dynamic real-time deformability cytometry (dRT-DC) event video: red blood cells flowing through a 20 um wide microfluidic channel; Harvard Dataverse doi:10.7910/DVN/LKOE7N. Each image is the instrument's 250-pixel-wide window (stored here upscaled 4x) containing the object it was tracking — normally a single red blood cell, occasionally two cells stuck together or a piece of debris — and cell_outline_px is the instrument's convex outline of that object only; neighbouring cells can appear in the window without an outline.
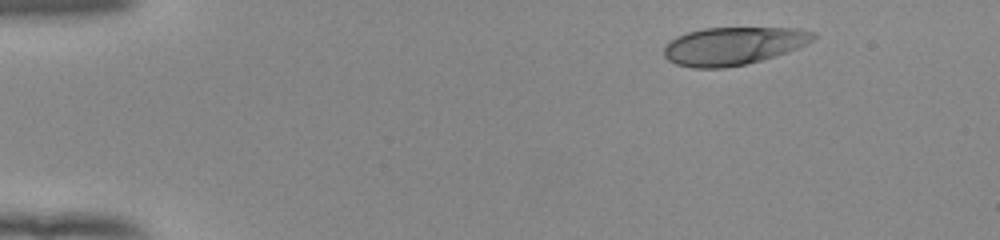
{"species": "human", "species_latin": "Homo sapiens", "temperature_condition": "room temperature", "stored_images_in_passage": 46, "camera_frame_rate_fps": 3000, "um_per_image_px": 0.085, "donor": {"sex": "female"}, "frame": {"image": 1, "passage_image": 1, "time_ms": 0.0, "image_size_px": [1000, 240], "cell_outline_px": [[816, 36], [808, 44], [788, 52], [760, 60], [744, 64], [724, 68], [692, 68], [676, 64], [668, 60], [664, 56], [664, 48], [676, 36], [688, 32], [704, 28], [796, 28], [816, 32]], "centroid_in_image_um": [62.34, 3.9], "position_along_channel_um": 22.7, "area_um2": 32.89}}
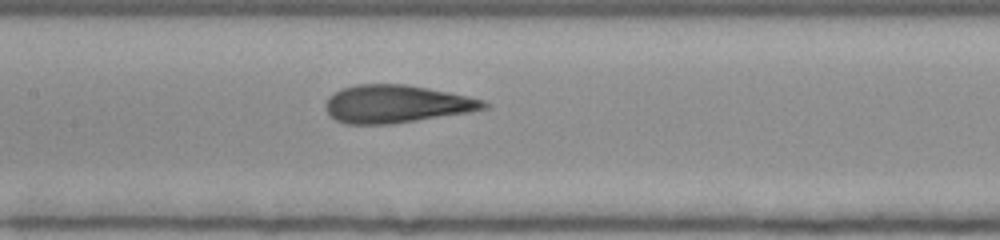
{"frame": {"image": 2, "passage_image": 20, "time_ms": 6.333, "image_size_px": [1000, 240], "cell_outline_px": [[492, 104], [488, 108], [472, 112], [392, 124], [344, 124], [328, 116], [324, 108], [324, 104], [328, 96], [344, 88], [356, 84], [404, 84], [428, 88], [468, 96], [484, 100]], "centroid_in_image_um": [33.7, 8.85], "position_along_channel_um": 173.7, "area_um2": 35.26}}
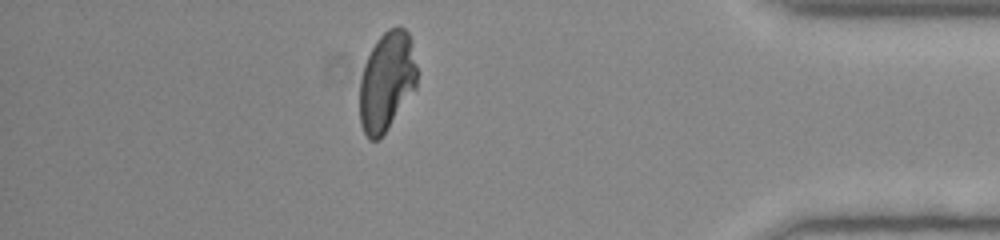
{"frame": {"image": 3, "passage_image": 40, "time_ms": 13.0, "image_size_px": [1000, 240], "cell_outline_px": [[416, 88], [380, 140], [368, 140], [360, 124], [360, 80], [364, 64], [376, 40], [388, 28], [400, 24], [408, 32], [416, 64]], "centroid_in_image_um": [32.86, 6.92], "position_along_channel_um": 402.3, "area_um2": 33.23}, "authors_computed_cell_mechanics": {"area_um2": 34.5933, "velocity_mm_per_s": 3.9466, "shape_relaxation_time_tau1_ms": 4.7034, "shape_relaxation_time_tau2_ms": 0.8899, "deformation_change_tau1": 0.1983, "deformation_change_tau2": 0.082}}